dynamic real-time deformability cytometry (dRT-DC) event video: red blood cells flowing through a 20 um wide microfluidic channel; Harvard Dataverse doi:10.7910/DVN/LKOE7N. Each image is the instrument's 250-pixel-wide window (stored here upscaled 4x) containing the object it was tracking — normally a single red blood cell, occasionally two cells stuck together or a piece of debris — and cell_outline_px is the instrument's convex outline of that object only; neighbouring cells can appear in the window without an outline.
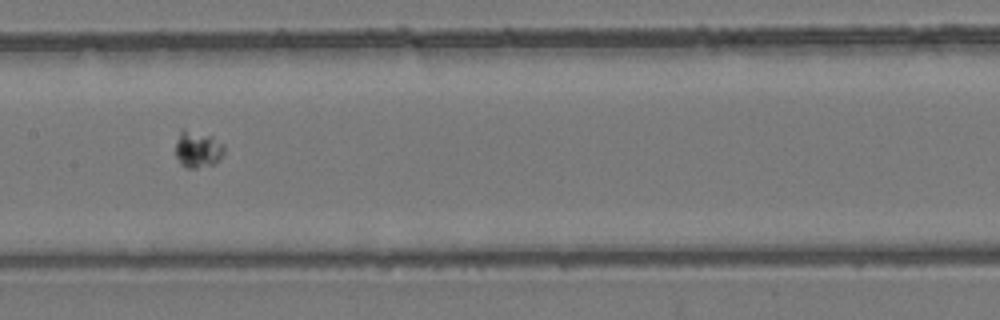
{"species": "common noctule bat (a hibernating species)", "species_latin": "Nyctalus noctula", "temperature_condition": "room temperature", "stored_images_in_passage": 56, "camera_frame_rate_fps": 3000, "um_per_image_px": 0.085, "animal": {"sex": "female", "body_mass_g": 24.6, "forearm_length_mm": 56.2}, "frame": {"image": 1, "passage_image": 29, "time_ms": 9.333, "image_size_px": [1000, 320], "cell_outline_px": [[224, 152], [212, 164], [196, 168], [188, 168], [180, 164], [176, 156], [176, 140], [180, 132], [184, 128], [212, 136], [224, 144]], "centroid_in_image_um": [16.78, 12.67], "position_along_channel_um": 190.6, "area_um2": 10.29}}
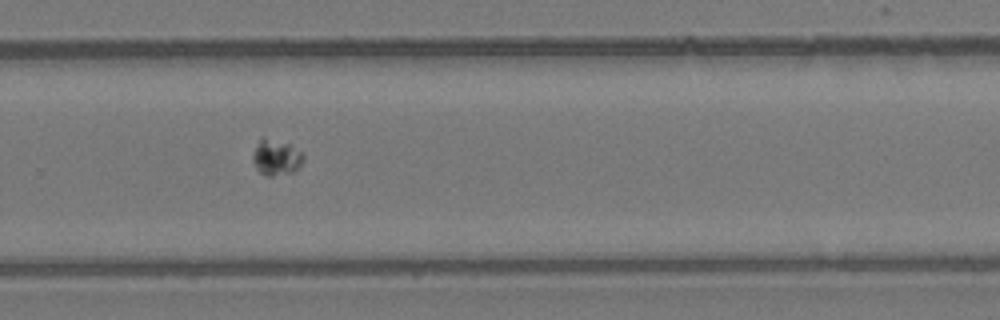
{"frame": {"image": 2, "passage_image": 38, "time_ms": 12.333, "image_size_px": [1000, 320], "cell_outline_px": [[304, 160], [292, 172], [272, 176], [268, 176], [260, 172], [256, 168], [252, 160], [252, 156], [260, 136], [264, 136], [292, 144], [304, 152]], "centroid_in_image_um": [23.48, 13.33], "position_along_channel_um": 306.3, "area_um2": 10.81}}
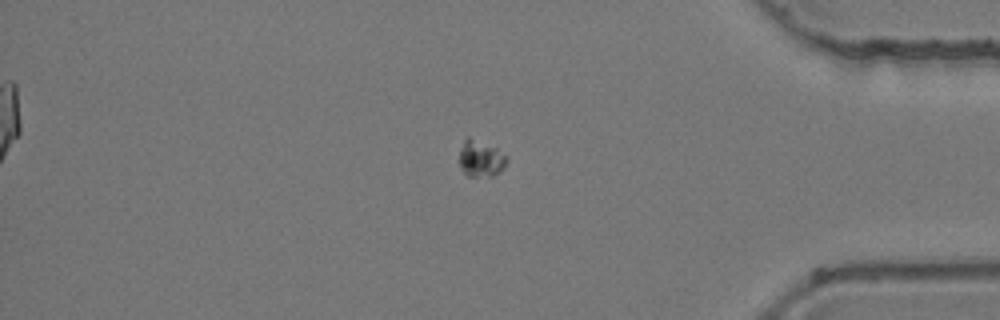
{"frame": {"image": 3, "passage_image": 47, "time_ms": 15.333, "image_size_px": [1000, 320], "cell_outline_px": [[508, 160], [504, 168], [500, 172], [492, 176], [468, 176], [460, 168], [460, 148], [464, 140], [468, 136], [496, 148], [508, 156]], "centroid_in_image_um": [40.89, 13.48], "position_along_channel_um": 394.3, "area_um2": 10.12}}